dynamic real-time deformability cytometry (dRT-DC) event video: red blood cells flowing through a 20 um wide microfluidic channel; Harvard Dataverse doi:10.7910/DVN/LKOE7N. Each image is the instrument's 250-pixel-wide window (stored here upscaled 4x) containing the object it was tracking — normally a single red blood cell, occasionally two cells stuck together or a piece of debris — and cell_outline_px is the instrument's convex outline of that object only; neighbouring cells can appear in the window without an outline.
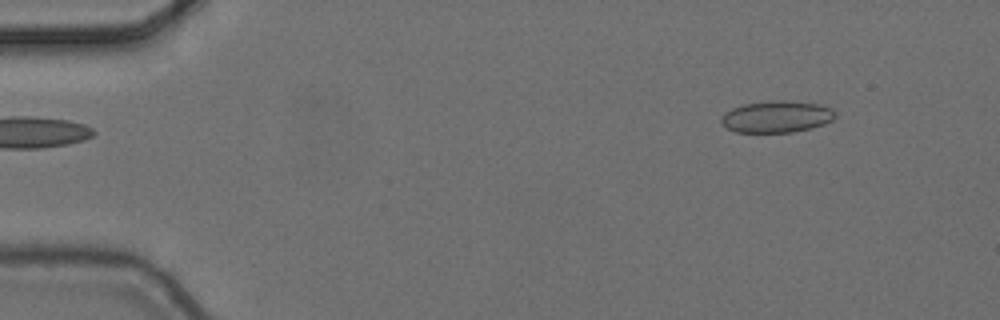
{"species": "common noctule bat (a hibernating species)", "species_latin": "Nyctalus noctula", "temperature_condition": "cold", "stored_images_in_passage": 4, "camera_frame_rate_fps": 3000, "um_per_image_px": 0.085, "animal": {"sex": "female", "body_mass_g": 24.6, "forearm_length_mm": 56.2}, "frame": {"image": 1, "passage_image": 1, "time_ms": 0.0, "image_size_px": [1000, 320], "cell_outline_px": [[836, 116], [832, 120], [824, 124], [812, 128], [792, 132], [736, 132], [728, 128], [720, 120], [724, 112], [732, 108], [744, 104], [772, 100], [784, 100], [820, 104], [832, 108]], "centroid_in_image_um": [66.03, 9.91], "position_along_channel_um": 19.0, "area_um2": 21.1}}
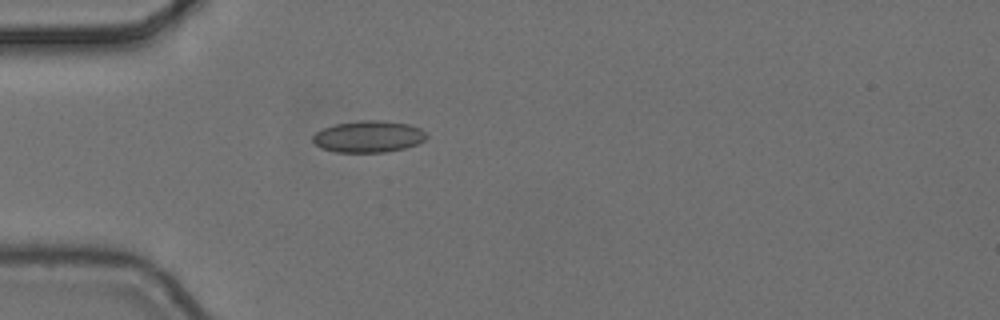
{"frame": {"image": 2, "passage_image": 4, "time_ms": 1.0, "image_size_px": [1000, 320], "cell_outline_px": [[428, 136], [424, 140], [416, 144], [404, 148], [384, 152], [336, 152], [320, 148], [312, 140], [312, 136], [316, 132], [324, 128], [336, 124], [360, 120], [384, 120], [408, 124], [420, 128]], "centroid_in_image_um": [31.31, 11.6], "position_along_channel_um": 53.7, "area_um2": 20.92}}